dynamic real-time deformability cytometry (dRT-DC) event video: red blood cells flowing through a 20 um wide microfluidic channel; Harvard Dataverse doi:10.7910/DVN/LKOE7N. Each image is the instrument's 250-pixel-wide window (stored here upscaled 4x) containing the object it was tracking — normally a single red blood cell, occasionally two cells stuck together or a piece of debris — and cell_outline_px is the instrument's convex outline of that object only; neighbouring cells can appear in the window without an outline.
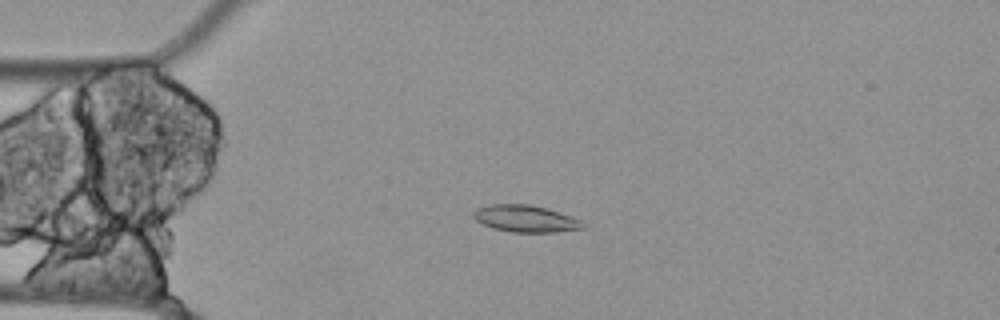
{"species": "Egyptian fruit bat (a non-hibernating species)", "species_latin": "Rousettus aegyptiacus", "temperature_condition": "cold", "stored_images_in_passage": 47, "camera_frame_rate_fps": 3000, "um_per_image_px": 0.085, "animal": {"sex": "female"}, "frame": {"image": 1, "passage_image": 4, "time_ms": 1.0, "image_size_px": [1000, 320], "cell_outline_px": [[584, 228], [556, 232], [512, 232], [492, 228], [476, 220], [472, 216], [472, 212], [476, 208], [492, 204], [532, 204], [580, 220], [584, 224]], "centroid_in_image_um": [44.61, 18.58], "position_along_channel_um": 40.4, "area_um2": 16.94}}
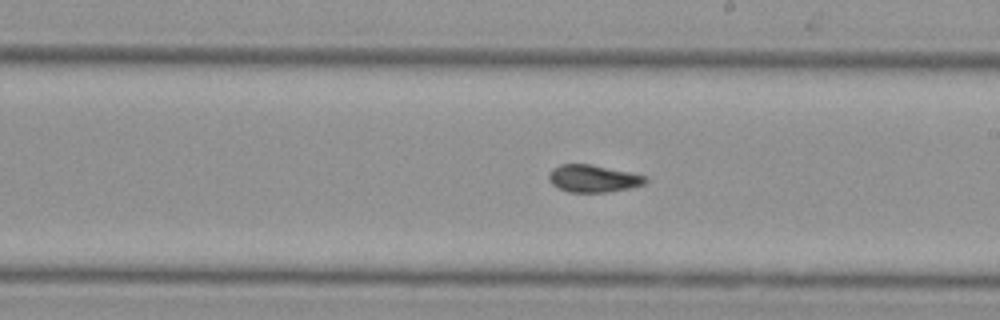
{"frame": {"image": 2, "passage_image": 22, "time_ms": 7.0, "image_size_px": [1000, 320], "cell_outline_px": [[648, 180], [644, 184], [628, 188], [604, 192], [568, 192], [552, 184], [548, 176], [552, 168], [560, 164], [592, 164], [632, 172], [648, 176]], "centroid_in_image_um": [50.45, 15.16], "position_along_channel_um": 238.6, "area_um2": 15.43}}
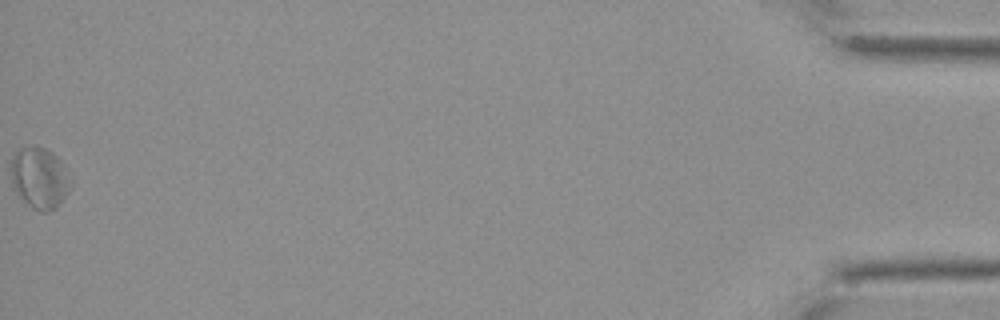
{"frame": {"image": 3, "passage_image": 47, "time_ms": 15.333, "image_size_px": [1000, 320], "cell_outline_px": [[72, 184], [68, 192], [56, 208], [48, 212], [40, 212], [32, 208], [16, 192], [12, 184], [12, 152], [16, 148], [44, 148], [52, 152], [64, 164], [72, 180]], "centroid_in_image_um": [3.39, 15.14], "position_along_channel_um": 431.8, "area_um2": 21.27}}